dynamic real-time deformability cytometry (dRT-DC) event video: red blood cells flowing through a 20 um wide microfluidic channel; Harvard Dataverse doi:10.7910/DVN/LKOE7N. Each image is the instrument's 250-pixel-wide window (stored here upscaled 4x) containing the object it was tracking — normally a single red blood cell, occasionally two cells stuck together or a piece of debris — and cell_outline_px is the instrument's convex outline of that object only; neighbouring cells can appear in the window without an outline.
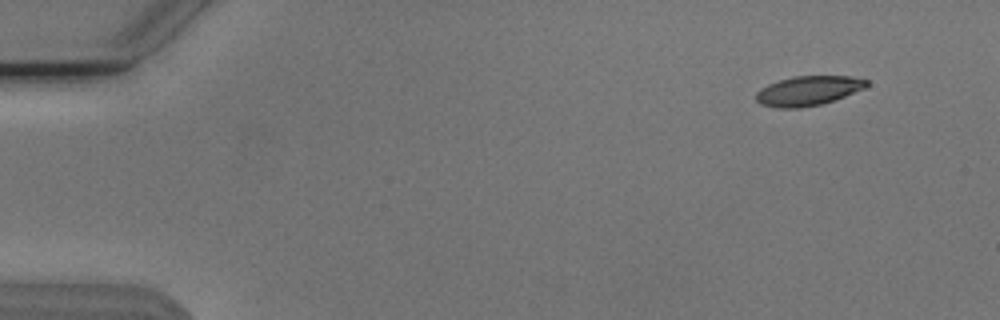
{"species": "Egyptian fruit bat (a non-hibernating species)", "species_latin": "Rousettus aegyptiacus", "temperature_condition": "cold", "stored_images_in_passage": 50, "camera_frame_rate_fps": 3000, "um_per_image_px": 0.085, "animal": {"sex": "male"}, "frame": {"image": 1, "passage_image": 1, "time_ms": 0.0, "image_size_px": [1000, 320], "cell_outline_px": [[868, 84], [864, 88], [844, 96], [820, 104], [800, 108], [776, 108], [760, 104], [756, 100], [756, 92], [760, 88], [768, 84], [792, 76], [852, 76], [868, 80]], "centroid_in_image_um": [68.66, 7.71], "position_along_channel_um": 16.3, "area_um2": 18.96}}
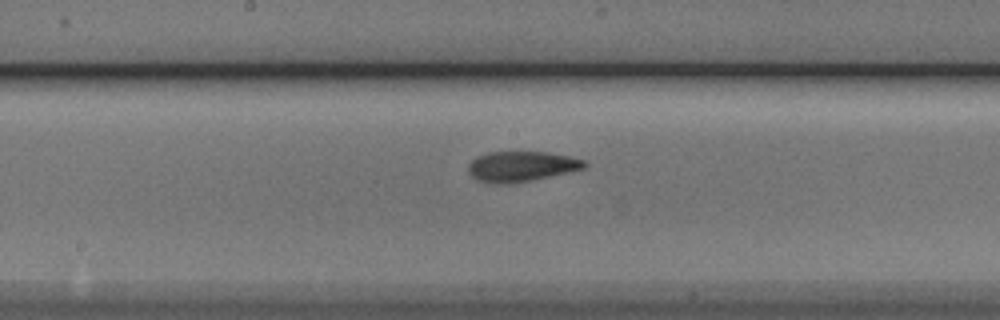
{"frame": {"image": 2, "passage_image": 25, "time_ms": 8.0, "image_size_px": [1000, 320], "cell_outline_px": [[588, 164], [584, 168], [568, 172], [532, 180], [508, 184], [492, 184], [476, 180], [468, 172], [468, 164], [476, 156], [488, 152], [548, 152], [568, 156], [584, 160]], "centroid_in_image_um": [44.27, 14.15], "position_along_channel_um": 203.9, "area_um2": 20.58}}
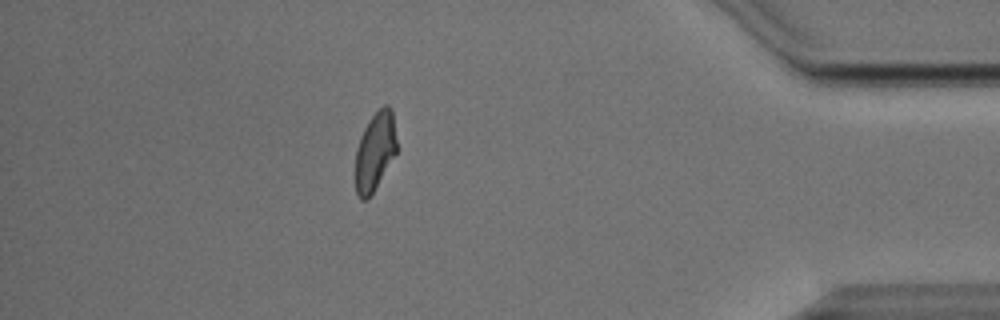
{"frame": {"image": 3, "passage_image": 44, "time_ms": 14.333, "image_size_px": [1000, 320], "cell_outline_px": [[396, 152], [368, 200], [360, 200], [356, 192], [356, 148], [360, 136], [364, 128], [372, 116], [384, 104], [388, 104], [392, 108], [396, 140]], "centroid_in_image_um": [31.86, 12.85], "position_along_channel_um": 403.3, "area_um2": 18.67}, "authors_computed_cell_mechanics": {"area_um2": 19.9988, "velocity_mm_per_s": 3.7959, "shape_relaxation_time_tau1_ms": 6.5443, "shape_relaxation_time_tau2_ms": 2.4347, "deformation_change_tau1": 0.1923, "deformation_change_tau2": 0.0779}}